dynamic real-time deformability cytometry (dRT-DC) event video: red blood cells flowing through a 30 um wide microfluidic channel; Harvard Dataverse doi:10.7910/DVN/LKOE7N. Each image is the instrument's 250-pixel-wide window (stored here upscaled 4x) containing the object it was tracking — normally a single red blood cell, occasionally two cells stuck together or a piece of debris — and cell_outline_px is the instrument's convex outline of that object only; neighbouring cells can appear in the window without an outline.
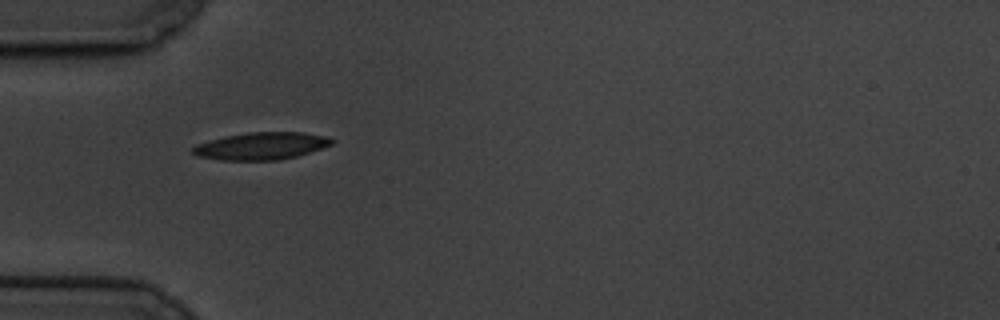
{"species": "common noctule bat (a hibernating species)", "species_latin": "Nyctalus noctula", "temperature_condition": "cold", "stored_images_in_passage": 42, "camera_frame_rate_fps": 3000, "um_per_image_px": 0.085, "animal": {"sex": "male", "body_mass_g": 19.5, "forearm_length_mm": 54.6}, "frame": {"image": 1, "passage_image": 1, "time_ms": 0.0, "image_size_px": [1000, 320], "cell_outline_px": [[336, 140], [332, 144], [296, 156], [280, 160], [220, 160], [196, 156], [192, 152], [192, 148], [196, 144], [208, 140], [248, 132], [304, 132], [328, 136]], "centroid_in_image_um": [22.21, 12.4], "position_along_channel_um": 62.8, "area_um2": 22.14}}
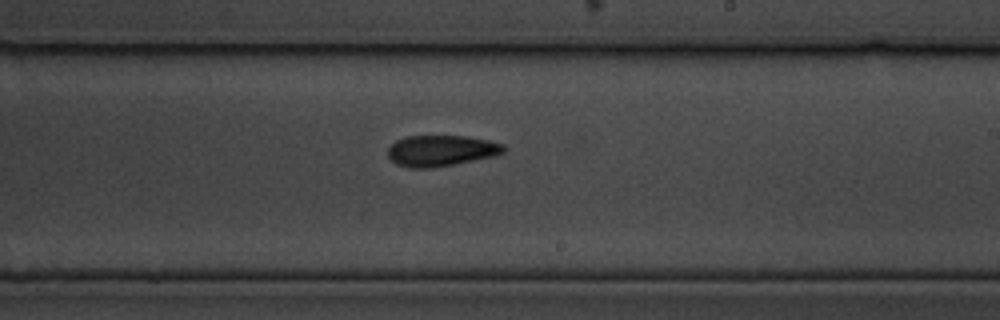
{"frame": {"image": 2, "passage_image": 18, "time_ms": 5.667, "image_size_px": [1000, 320], "cell_outline_px": [[504, 152], [492, 156], [452, 164], [428, 168], [408, 168], [396, 164], [388, 156], [388, 148], [396, 140], [408, 136], [464, 136], [488, 140], [504, 144]], "centroid_in_image_um": [37.45, 12.8], "position_along_channel_um": 251.5, "area_um2": 20.63}}
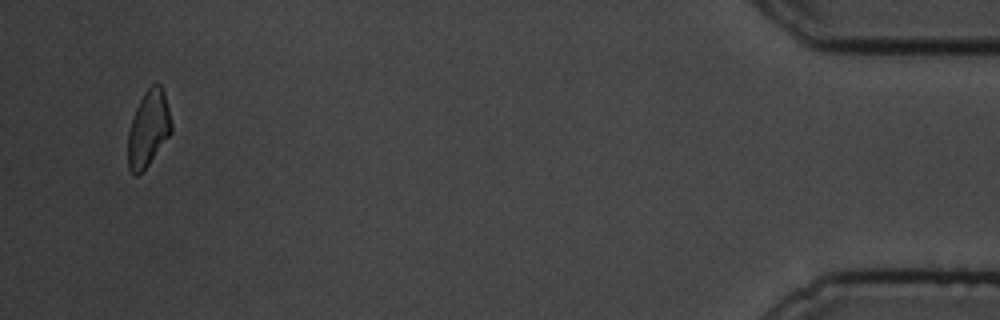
{"frame": {"image": 3, "passage_image": 40, "time_ms": 13.0, "image_size_px": [1000, 320], "cell_outline_px": [[172, 132], [148, 164], [136, 176], [128, 168], [128, 132], [136, 108], [144, 92], [156, 80], [160, 84], [164, 92], [172, 124]], "centroid_in_image_um": [12.62, 10.9], "position_along_channel_um": 422.6, "area_um2": 19.02}, "authors_computed_cell_mechanics": {"area_um2": 20.6346, "velocity_mm_per_s": 3.3745, "shape_relaxation_time_tau1_ms": 3.5499, "shape_relaxation_time_tau2_ms": 4.0632, "deformation_change_tau1": 0.1492, "deformation_change_tau2": 0.1076}}